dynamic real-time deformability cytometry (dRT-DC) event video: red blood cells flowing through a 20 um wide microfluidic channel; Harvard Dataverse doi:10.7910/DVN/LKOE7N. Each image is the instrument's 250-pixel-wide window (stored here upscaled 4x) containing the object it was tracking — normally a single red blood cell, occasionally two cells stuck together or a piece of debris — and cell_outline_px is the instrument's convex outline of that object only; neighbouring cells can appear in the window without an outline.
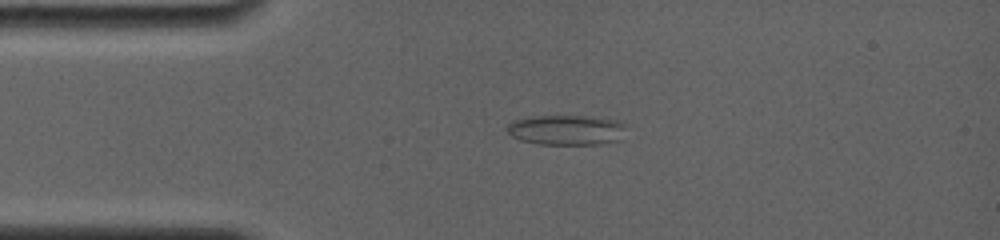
{"species": "common noctule bat (a hibernating species)", "species_latin": "Nyctalus noctula", "temperature_condition": "room temperature", "stored_images_in_passage": 29, "camera_frame_rate_fps": 4000, "um_per_image_px": 0.085, "animal": {"sex": "female", "body_mass_g": 19.0, "forearm_length_mm": 56.7}, "frame": {"image": 1, "passage_image": 1, "time_ms": 0.0, "image_size_px": [1000, 240], "cell_outline_px": [[624, 124], [620, 140], [600, 144], [540, 144], [520, 140], [512, 136], [504, 128], [508, 124], [516, 120], [540, 116], [576, 116], [616, 120]], "centroid_in_image_um": [48.1, 11.06], "position_along_channel_um": 36.9, "area_um2": 20.4}}
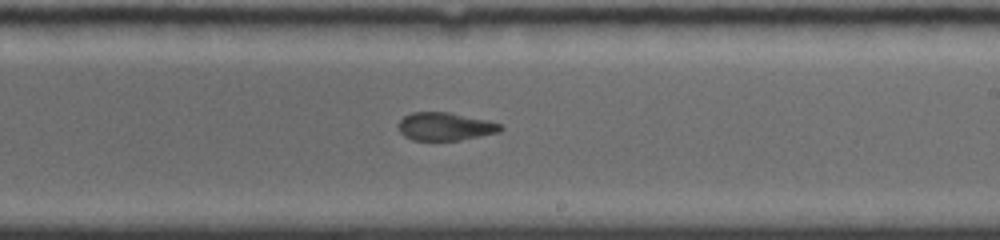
{"frame": {"image": 2, "passage_image": 14, "time_ms": 6.25, "image_size_px": [1000, 240], "cell_outline_px": [[504, 128], [500, 132], [460, 140], [412, 140], [404, 136], [400, 132], [400, 120], [404, 116], [412, 112], [448, 112], [488, 120], [500, 124]], "centroid_in_image_um": [37.86, 10.75], "position_along_channel_um": 251.1, "area_um2": 16.59}}
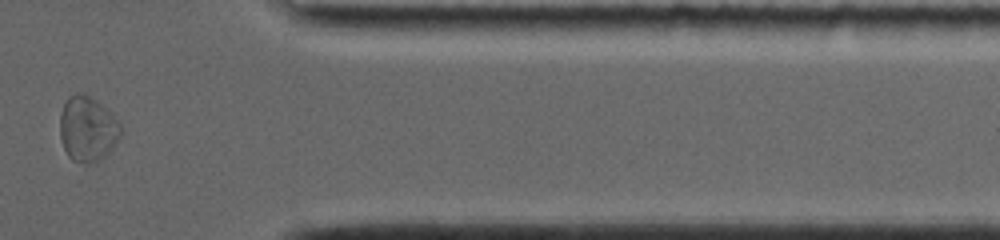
{"frame": {"image": 3, "passage_image": 25, "time_ms": 10.5, "image_size_px": [1000, 240], "cell_outline_px": [[124, 132], [108, 152], [100, 160], [88, 164], [80, 164], [72, 160], [68, 156], [60, 140], [60, 116], [64, 104], [68, 96], [88, 96], [96, 100], [120, 124]], "centroid_in_image_um": [7.43, 11.03], "position_along_channel_um": 404.0, "area_um2": 22.72}, "authors_computed_cell_mechanics": {"area_um2": 17.8024, "velocity_mm_per_s": 3.815, "shape_relaxation_time_tau1_ms": null, "shape_relaxation_time_tau2_ms": 2.2783, "deformation_change_tau1": null, "deformation_change_tau2": 0.0846}}